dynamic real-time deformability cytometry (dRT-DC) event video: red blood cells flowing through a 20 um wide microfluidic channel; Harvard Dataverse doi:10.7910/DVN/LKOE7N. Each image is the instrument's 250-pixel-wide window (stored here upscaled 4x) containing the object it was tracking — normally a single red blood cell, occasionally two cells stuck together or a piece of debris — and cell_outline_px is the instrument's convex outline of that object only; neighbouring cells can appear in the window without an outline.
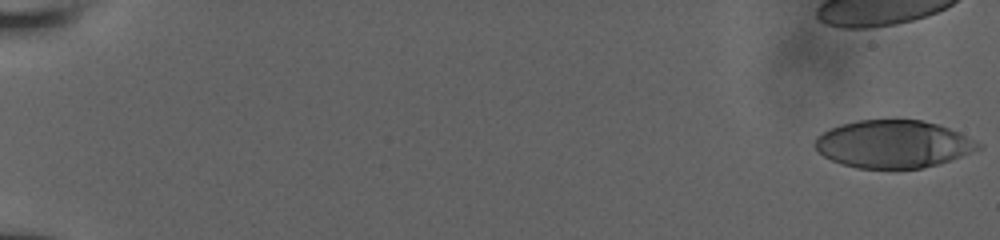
{"species": "human", "species_latin": "Homo sapiens", "temperature_condition": "room temperature", "stored_images_in_passage": 48, "camera_frame_rate_fps": 3000, "um_per_image_px": 0.085, "donor": {"sex": "male"}, "frame": {"image": 1, "passage_image": 1, "time_ms": 0.0, "image_size_px": [1000, 240], "cell_outline_px": [[980, 148], [940, 164], [920, 168], [856, 168], [840, 164], [816, 152], [812, 144], [816, 136], [840, 124], [860, 120], [920, 120], [940, 124], [960, 132], [980, 144]], "centroid_in_image_um": [75.87, 12.25], "position_along_channel_um": 9.1, "area_um2": 45.32}}